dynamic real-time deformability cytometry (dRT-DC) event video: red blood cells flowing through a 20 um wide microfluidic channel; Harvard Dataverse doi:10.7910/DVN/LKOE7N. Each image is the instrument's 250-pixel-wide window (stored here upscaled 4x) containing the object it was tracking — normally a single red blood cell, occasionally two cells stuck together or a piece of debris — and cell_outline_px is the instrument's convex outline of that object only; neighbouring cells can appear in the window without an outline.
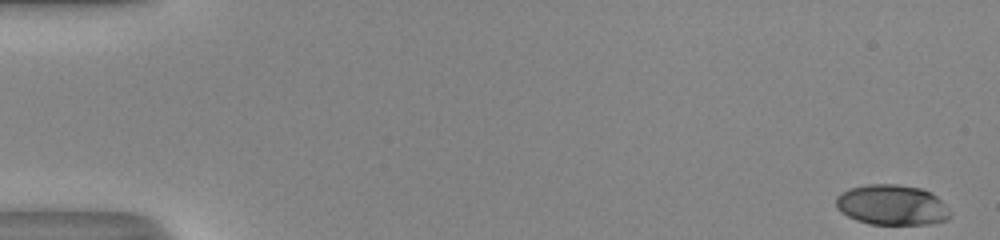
{"species": "human", "species_latin": "Homo sapiens", "temperature_condition": "room temperature", "stored_images_in_passage": 51, "camera_frame_rate_fps": 3000, "um_per_image_px": 0.085, "donor": {"sex": "male"}, "frame": {"image": 1, "passage_image": 1, "time_ms": 0.0, "image_size_px": [1000, 240], "cell_outline_px": [[952, 216], [948, 220], [928, 224], [868, 224], [856, 220], [840, 212], [836, 208], [836, 196], [840, 192], [848, 188], [868, 184], [896, 184], [920, 188], [932, 192], [944, 204]], "centroid_in_image_um": [75.78, 17.42], "position_along_channel_um": 9.2, "area_um2": 27.05}}
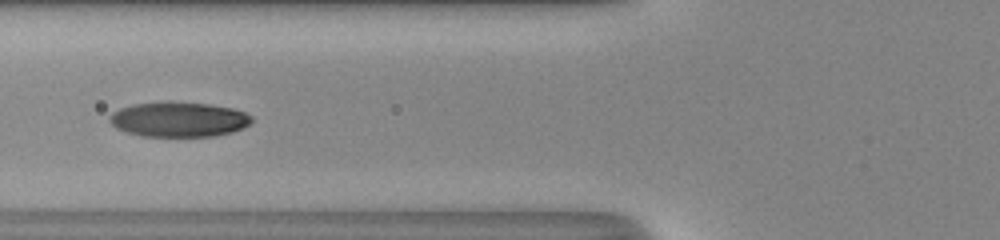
{"frame": {"image": 2, "passage_image": 21, "time_ms": 6.667, "image_size_px": [1000, 240], "cell_outline_px": [[252, 120], [244, 128], [232, 132], [216, 136], [144, 136], [128, 132], [116, 128], [108, 120], [108, 116], [112, 112], [120, 108], [132, 104], [208, 104], [232, 108], [244, 112], [252, 116]], "centroid_in_image_um": [15.2, 10.18], "position_along_channel_um": 110.6, "area_um2": 28.15}}
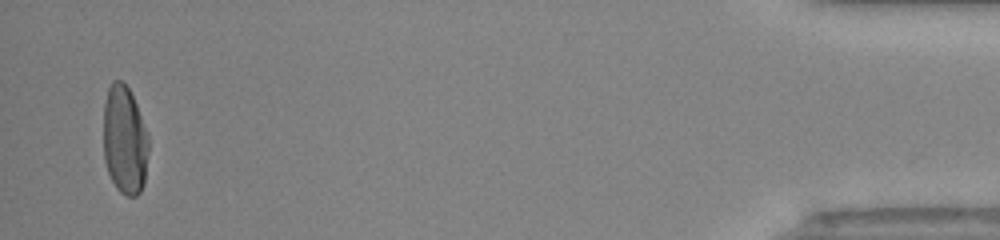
{"frame": {"image": 3, "passage_image": 50, "time_ms": 16.333, "image_size_px": [1000, 240], "cell_outline_px": [[148, 152], [144, 184], [140, 192], [136, 196], [128, 196], [120, 192], [116, 188], [108, 172], [104, 160], [104, 104], [108, 88], [112, 80], [120, 80], [128, 88], [136, 104], [148, 136]], "centroid_in_image_um": [10.59, 11.93], "position_along_channel_um": 424.6, "area_um2": 28.5}, "authors_computed_cell_mechanics": {"area_um2": 28.3798, "velocity_mm_per_s": 4.119, "shape_relaxation_time_tau1_ms": 3.2292, "shape_relaxation_time_tau2_ms": null, "deformation_change_tau1": 0.1872, "deformation_change_tau2": null}}